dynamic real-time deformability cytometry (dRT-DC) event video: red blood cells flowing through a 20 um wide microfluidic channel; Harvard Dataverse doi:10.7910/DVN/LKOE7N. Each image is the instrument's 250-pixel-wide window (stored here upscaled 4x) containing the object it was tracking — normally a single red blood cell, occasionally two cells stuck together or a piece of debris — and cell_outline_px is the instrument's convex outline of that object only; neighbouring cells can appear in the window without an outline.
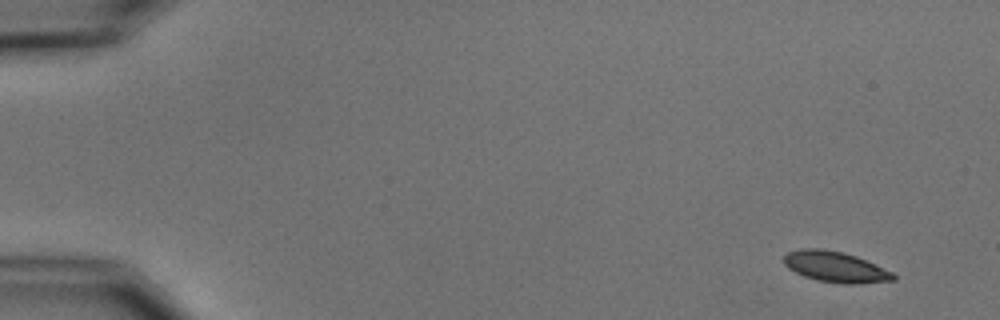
{"species": "common noctule bat (a hibernating species)", "species_latin": "Nyctalus noctula", "temperature_condition": "cold", "stored_images_in_passage": 4, "camera_frame_rate_fps": 3000, "um_per_image_px": 0.085, "animal": {"sex": "male", "body_mass_g": 15.6}, "frame": {"image": 1, "passage_image": 1, "time_ms": 0.0, "image_size_px": [1000, 320], "cell_outline_px": [[896, 280], [860, 284], [840, 284], [816, 280], [804, 276], [788, 268], [784, 264], [784, 256], [788, 252], [800, 248], [820, 248], [844, 252], [856, 256], [892, 272], [896, 276]], "centroid_in_image_um": [71.0, 22.69], "position_along_channel_um": 14.0, "area_um2": 19.71}}